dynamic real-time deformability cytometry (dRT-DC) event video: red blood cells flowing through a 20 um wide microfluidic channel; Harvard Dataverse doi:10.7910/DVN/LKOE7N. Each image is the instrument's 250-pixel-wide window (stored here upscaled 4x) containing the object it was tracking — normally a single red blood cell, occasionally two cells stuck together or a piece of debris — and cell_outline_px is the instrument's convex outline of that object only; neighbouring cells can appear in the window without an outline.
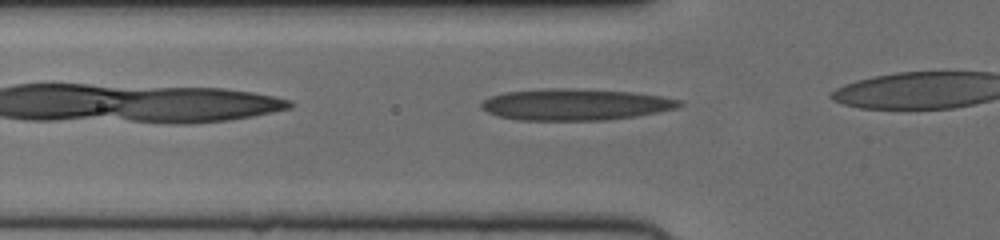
{"species": "human", "species_latin": "Homo sapiens", "temperature_condition": "cold", "stored_images_in_passage": 4, "camera_frame_rate_fps": 3000, "um_per_image_px": 0.085, "donor": {"sex": "female"}, "frame": {"image": 1, "passage_image": 4, "time_ms": 1.0, "image_size_px": [1000, 240], "cell_outline_px": [[684, 104], [676, 108], [636, 116], [604, 120], [516, 120], [496, 116], [480, 108], [480, 104], [488, 96], [504, 92], [544, 88], [572, 88], [632, 92], [660, 96], [680, 100]], "centroid_in_image_um": [48.83, 8.88], "position_along_channel_um": 77.0, "area_um2": 36.47}}